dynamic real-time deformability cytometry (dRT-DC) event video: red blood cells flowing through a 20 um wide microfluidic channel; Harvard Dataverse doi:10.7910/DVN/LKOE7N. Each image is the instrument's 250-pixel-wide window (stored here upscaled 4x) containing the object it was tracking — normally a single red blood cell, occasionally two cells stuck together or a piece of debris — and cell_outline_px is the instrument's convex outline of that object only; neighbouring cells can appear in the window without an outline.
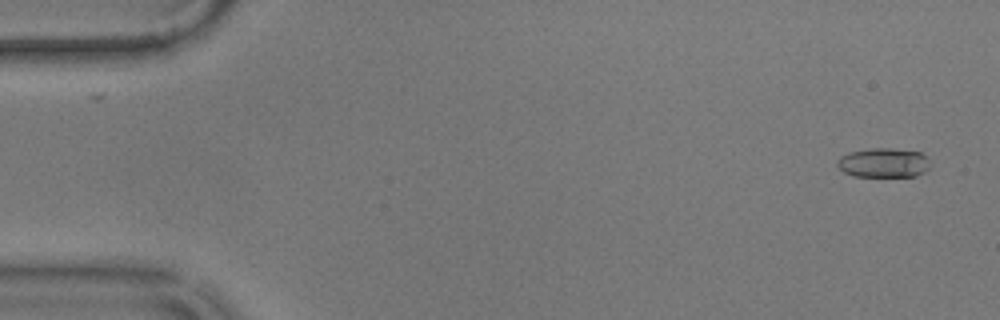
{"species": "common noctule bat (a hibernating species)", "species_latin": "Nyctalus noctula", "temperature_condition": "warm", "stored_images_in_passage": 56, "camera_frame_rate_fps": 3000, "um_per_image_px": 0.085, "animal": {"sex": "male", "body_mass_g": 17.9}, "frame": {"image": 1, "passage_image": 2, "time_ms": 0.333, "image_size_px": [1000, 320], "cell_outline_px": [[928, 168], [924, 172], [916, 176], [852, 176], [844, 172], [836, 164], [836, 160], [840, 156], [852, 152], [872, 148], [888, 148], [920, 152], [928, 160]], "centroid_in_image_um": [75.07, 13.84], "position_along_channel_um": 9.9, "area_um2": 15.72}}
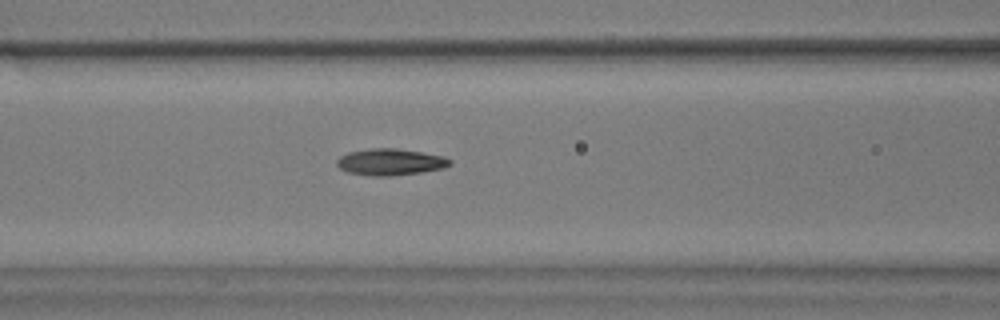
{"frame": {"image": 2, "passage_image": 23, "time_ms": 7.333, "image_size_px": [1000, 320], "cell_outline_px": [[452, 164], [444, 168], [420, 172], [388, 176], [372, 176], [348, 172], [340, 168], [336, 164], [336, 160], [340, 156], [348, 152], [372, 148], [396, 148], [444, 156], [452, 160]], "centroid_in_image_um": [33.18, 13.76], "position_along_channel_um": 133.4, "area_um2": 17.46}}
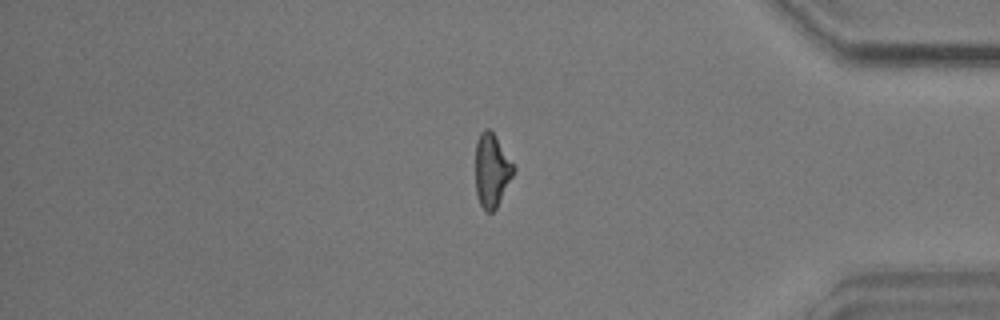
{"frame": {"image": 3, "passage_image": 47, "time_ms": 15.333, "image_size_px": [1000, 320], "cell_outline_px": [[516, 168], [496, 208], [492, 212], [484, 212], [476, 196], [476, 140], [480, 132], [484, 128], [488, 128], [496, 136]], "centroid_in_image_um": [41.78, 14.47], "position_along_channel_um": 393.4, "area_um2": 16.3}, "authors_computed_cell_mechanics": {"area_um2": 16.7042, "velocity_mm_per_s": 3.5855, "shape_relaxation_time_tau1_ms": 4.015, "shape_relaxation_time_tau2_ms": 4.8531, "deformation_change_tau1": 0.1477, "deformation_change_tau2": 0.1309}}